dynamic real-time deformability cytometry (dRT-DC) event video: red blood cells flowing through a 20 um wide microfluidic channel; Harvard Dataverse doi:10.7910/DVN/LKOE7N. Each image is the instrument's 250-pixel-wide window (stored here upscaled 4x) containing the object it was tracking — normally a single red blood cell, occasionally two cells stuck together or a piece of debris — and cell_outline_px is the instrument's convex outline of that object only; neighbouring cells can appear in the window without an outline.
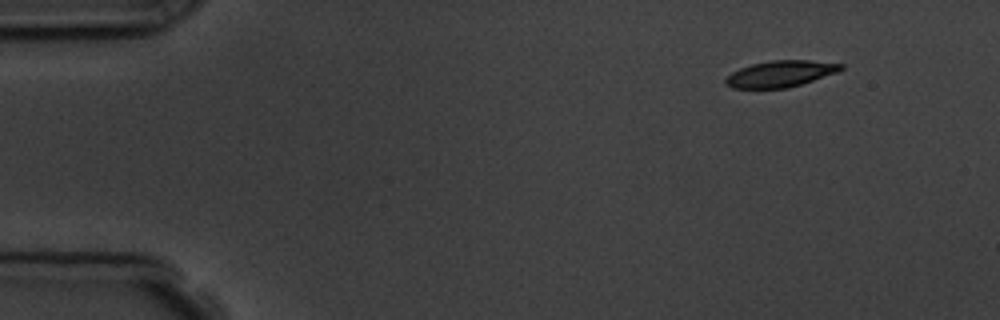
{"species": "common noctule bat (a hibernating species)", "species_latin": "Nyctalus noctula", "temperature_condition": "room temperature", "stored_images_in_passage": 4, "camera_frame_rate_fps": 3000, "um_per_image_px": 0.085, "animal": {"sex": "male", "body_mass_g": 19.5, "forearm_length_mm": 54.6}, "frame": {"image": 1, "passage_image": 1, "time_ms": 0.0, "image_size_px": [1000, 320], "cell_outline_px": [[844, 68], [840, 72], [788, 88], [732, 88], [724, 84], [724, 80], [732, 72], [740, 68], [752, 64], [772, 60], [808, 60], [844, 64]], "centroid_in_image_um": [66.37, 6.27], "position_along_channel_um": 18.6, "area_um2": 17.8}}
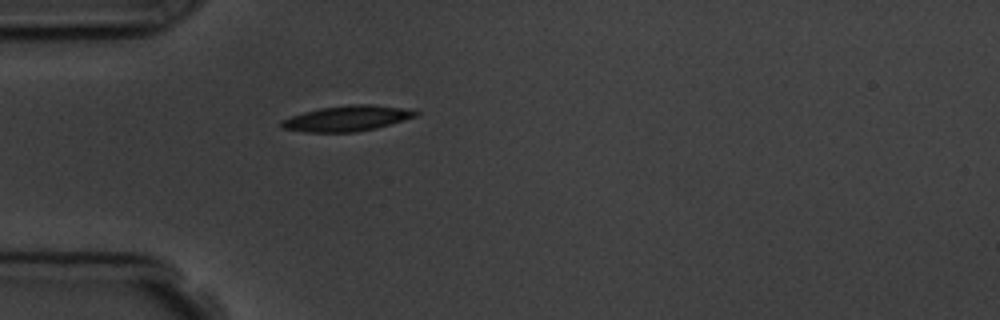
{"frame": {"image": 2, "passage_image": 4, "time_ms": 3.333, "image_size_px": [1000, 320], "cell_outline_px": [[420, 112], [416, 116], [404, 120], [376, 128], [356, 132], [304, 132], [280, 128], [280, 120], [304, 112], [320, 108], [352, 104], [372, 104], [404, 108]], "centroid_in_image_um": [29.47, 10.07], "position_along_channel_um": 55.5, "area_um2": 19.94}}